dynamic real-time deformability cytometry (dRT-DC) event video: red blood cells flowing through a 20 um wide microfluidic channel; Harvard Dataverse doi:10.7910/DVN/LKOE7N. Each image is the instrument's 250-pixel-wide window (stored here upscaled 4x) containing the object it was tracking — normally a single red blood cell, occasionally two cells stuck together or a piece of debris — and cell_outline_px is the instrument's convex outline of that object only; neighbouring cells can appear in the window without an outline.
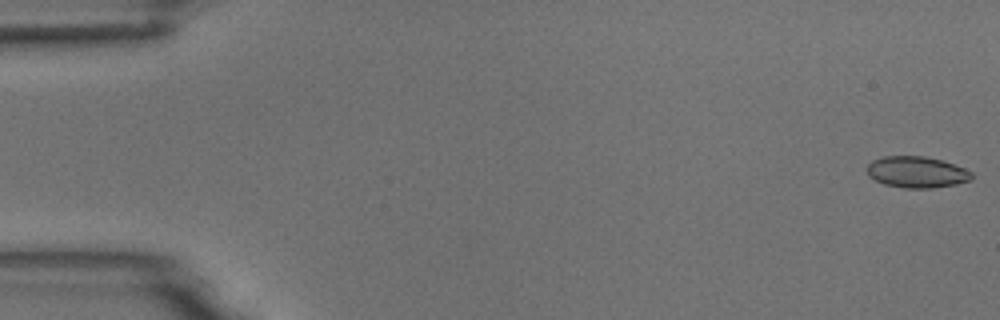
{"species": "common noctule bat (a hibernating species)", "species_latin": "Nyctalus noctula", "temperature_condition": "room temperature", "stored_images_in_passage": 55, "camera_frame_rate_fps": 3000, "um_per_image_px": 0.085, "animal": {"sex": "male", "body_mass_g": 18.8}, "frame": {"image": 1, "passage_image": 1, "time_ms": 0.0, "image_size_px": [1000, 320], "cell_outline_px": [[972, 180], [956, 184], [932, 188], [904, 188], [884, 184], [868, 176], [868, 164], [872, 160], [884, 156], [924, 156], [940, 160], [964, 168], [972, 172]], "centroid_in_image_um": [77.92, 14.63], "position_along_channel_um": 7.1, "area_um2": 19.02}}
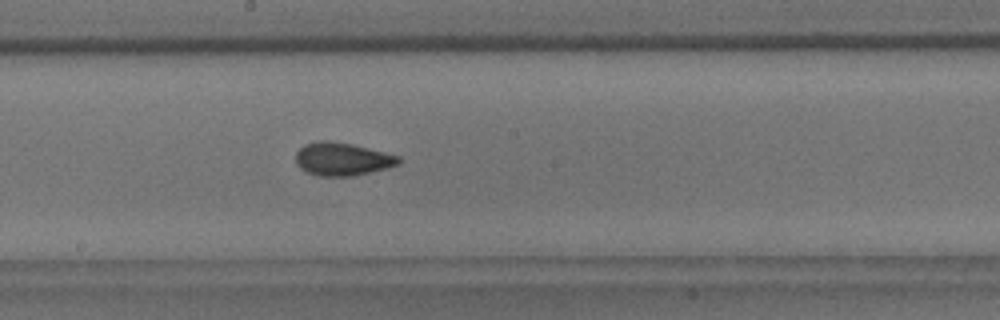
{"frame": {"image": 2, "passage_image": 30, "time_ms": 9.667, "image_size_px": [1000, 320], "cell_outline_px": [[400, 164], [388, 168], [352, 176], [320, 176], [308, 172], [300, 168], [296, 164], [296, 152], [304, 144], [316, 140], [328, 140], [352, 144], [400, 156]], "centroid_in_image_um": [29.08, 13.51], "position_along_channel_um": 219.1, "area_um2": 19.88}}
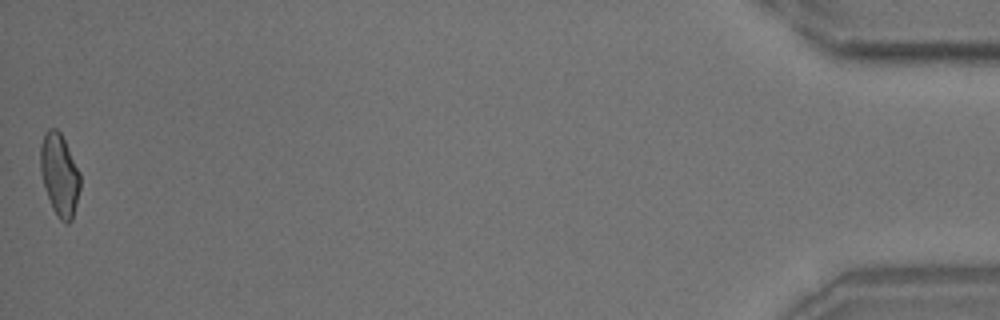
{"frame": {"image": 3, "passage_image": 55, "time_ms": 18.0, "image_size_px": [1000, 320], "cell_outline_px": [[80, 188], [72, 220], [68, 224], [64, 224], [60, 220], [52, 208], [44, 188], [40, 172], [40, 144], [44, 132], [48, 128], [56, 128], [60, 132], [80, 172]], "centroid_in_image_um": [5.04, 14.86], "position_along_channel_um": 430.2, "area_um2": 19.25}, "authors_computed_cell_mechanics": {"area_um2": 19.074, "velocity_mm_per_s": 3.6835, "shape_relaxation_time_tau1_ms": 5.3097, "shape_relaxation_time_tau2_ms": 1.6983, "deformation_change_tau1": 0.1242, "deformation_change_tau2": 0.0561}}